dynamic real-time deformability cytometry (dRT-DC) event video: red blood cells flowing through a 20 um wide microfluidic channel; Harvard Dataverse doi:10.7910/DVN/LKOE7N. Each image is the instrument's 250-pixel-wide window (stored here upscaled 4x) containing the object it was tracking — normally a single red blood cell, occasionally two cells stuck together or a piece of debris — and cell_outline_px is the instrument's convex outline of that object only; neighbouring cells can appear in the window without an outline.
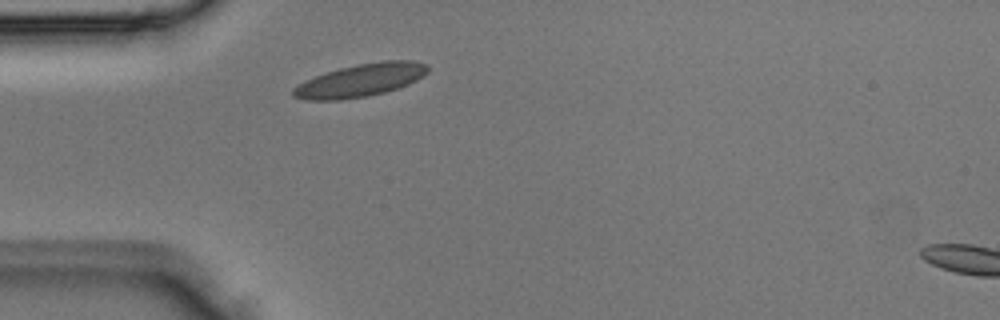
{"species": "Egyptian fruit bat (a non-hibernating species)", "species_latin": "Rousettus aegyptiacus", "temperature_condition": "room temperature", "stored_images_in_passage": 1, "camera_frame_rate_fps": 3000, "um_per_image_px": 0.085, "animal": {"sex": "male"}, "frame": {"image": 1, "passage_image": 1, "time_ms": 0.0, "image_size_px": [1000, 320], "cell_outline_px": [[428, 72], [424, 76], [408, 84], [384, 92], [368, 96], [340, 100], [308, 100], [292, 96], [292, 88], [304, 80], [340, 68], [356, 64], [384, 60], [412, 60], [428, 64]], "centroid_in_image_um": [30.65, 6.82], "position_along_channel_um": 54.4, "area_um2": 25.78}}